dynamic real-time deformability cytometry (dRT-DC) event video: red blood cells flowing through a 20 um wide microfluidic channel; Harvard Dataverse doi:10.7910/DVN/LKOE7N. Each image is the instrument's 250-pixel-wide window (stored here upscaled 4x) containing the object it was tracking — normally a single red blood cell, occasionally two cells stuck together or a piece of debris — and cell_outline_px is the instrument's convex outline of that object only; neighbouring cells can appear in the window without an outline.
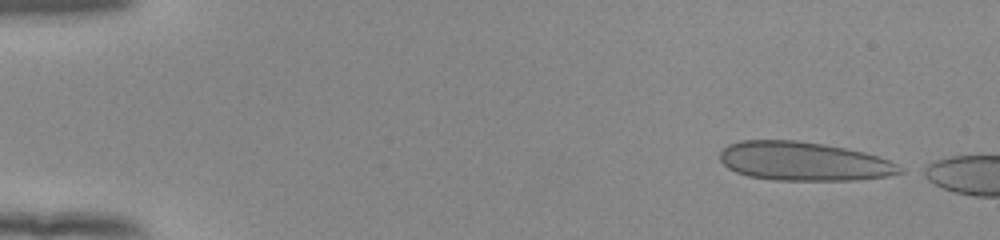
{"species": "human", "species_latin": "Homo sapiens", "temperature_condition": "room temperature", "stored_images_in_passage": 47, "camera_frame_rate_fps": 3000, "um_per_image_px": 0.085, "donor": {"sex": "female"}, "frame": {"image": 1, "passage_image": 1, "time_ms": 0.0, "image_size_px": [1000, 240], "cell_outline_px": [[904, 172], [888, 176], [852, 180], [776, 180], [748, 176], [736, 172], [728, 168], [720, 160], [720, 152], [728, 144], [740, 140], [796, 140], [824, 144], [864, 152], [888, 160], [904, 168]], "centroid_in_image_um": [68.29, 13.71], "position_along_channel_um": 16.7, "area_um2": 40.63}}
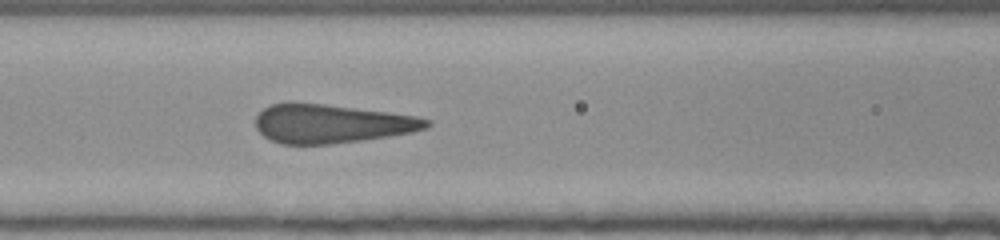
{"frame": {"image": 2, "passage_image": 20, "time_ms": 6.333, "image_size_px": [1000, 240], "cell_outline_px": [[432, 124], [428, 128], [412, 132], [388, 136], [332, 144], [280, 144], [264, 136], [256, 128], [256, 116], [264, 108], [272, 104], [288, 100], [324, 104], [388, 112], [416, 116], [432, 120]], "centroid_in_image_um": [28.16, 10.49], "position_along_channel_um": 138.4, "area_um2": 38.9}}
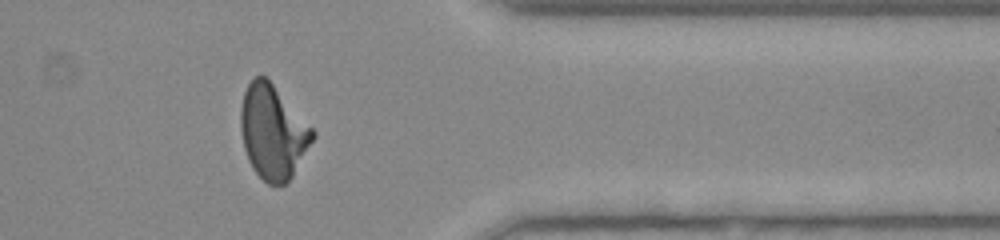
{"frame": {"image": 3, "passage_image": 40, "time_ms": 13.0, "image_size_px": [1000, 240], "cell_outline_px": [[316, 136], [292, 176], [284, 184], [268, 184], [252, 168], [248, 160], [244, 148], [240, 128], [240, 108], [244, 92], [248, 84], [256, 76], [264, 76], [272, 84], [316, 132]], "centroid_in_image_um": [23.18, 11.24], "position_along_channel_um": 388.2, "area_um2": 38.84}}